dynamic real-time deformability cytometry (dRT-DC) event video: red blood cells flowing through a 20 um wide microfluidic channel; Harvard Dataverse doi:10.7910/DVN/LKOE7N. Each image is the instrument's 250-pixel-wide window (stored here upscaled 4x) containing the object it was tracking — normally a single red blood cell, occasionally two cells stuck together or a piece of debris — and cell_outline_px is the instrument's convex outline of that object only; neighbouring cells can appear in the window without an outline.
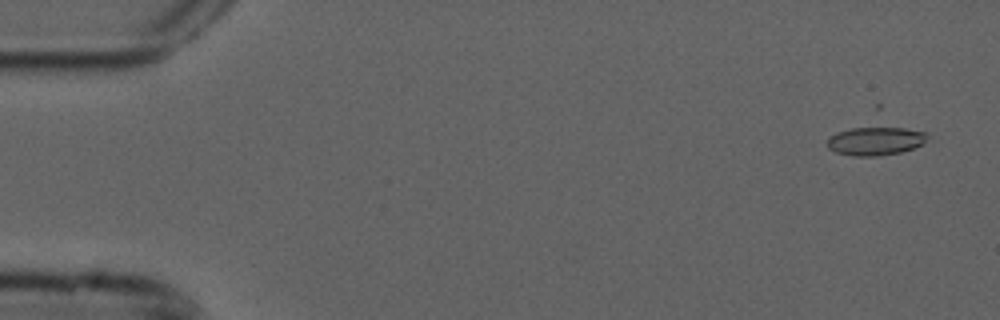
{"species": "common noctule bat (a hibernating species)", "species_latin": "Nyctalus noctula", "temperature_condition": "cold", "stored_images_in_passage": 3, "camera_frame_rate_fps": 3000, "um_per_image_px": 0.085, "animal": {"sex": "male", "forearm_length_mm": 52.5}, "frame": {"image": 1, "passage_image": 1, "time_ms": 0.0, "image_size_px": [1000, 320], "cell_outline_px": [[928, 136], [920, 144], [912, 148], [900, 152], [876, 156], [856, 156], [836, 152], [828, 148], [828, 140], [836, 132], [852, 128], [876, 124], [880, 124], [928, 132]], "centroid_in_image_um": [74.42, 11.93], "position_along_channel_um": 10.6, "area_um2": 16.99}}